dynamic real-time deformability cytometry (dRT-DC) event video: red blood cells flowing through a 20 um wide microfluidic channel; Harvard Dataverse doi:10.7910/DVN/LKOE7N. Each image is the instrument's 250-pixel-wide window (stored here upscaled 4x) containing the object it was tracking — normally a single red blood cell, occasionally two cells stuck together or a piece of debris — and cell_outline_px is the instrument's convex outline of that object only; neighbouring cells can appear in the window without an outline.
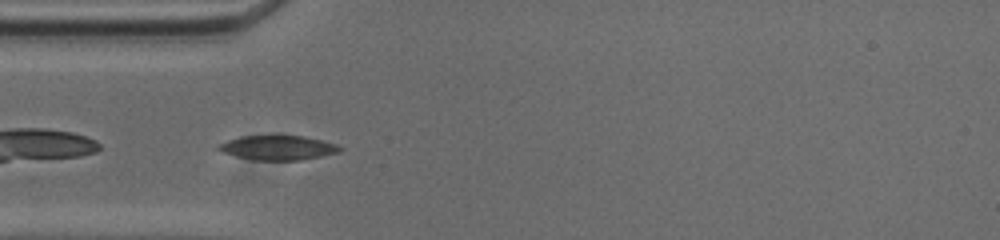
{"species": "common noctule bat (a hibernating species)", "species_latin": "Nyctalus noctula", "temperature_condition": "cold", "stored_images_in_passage": 41, "camera_frame_rate_fps": 3000, "um_per_image_px": 0.085, "animal": {"sex": "male", "body_mass_g": 20.0, "forearm_length_mm": 53.3}, "frame": {"image": 1, "passage_image": 3, "time_ms": 0.667, "image_size_px": [1000, 240], "cell_outline_px": [[344, 148], [340, 152], [300, 160], [252, 160], [220, 152], [216, 148], [216, 144], [240, 136], [304, 136], [336, 144]], "centroid_in_image_um": [23.57, 12.56], "position_along_channel_um": 61.4, "area_um2": 17.34}}
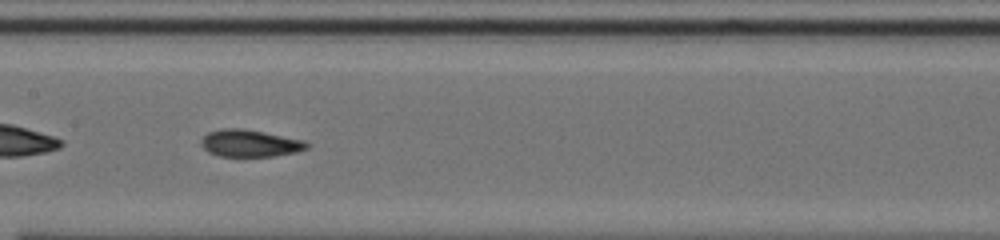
{"frame": {"image": 2, "passage_image": 13, "time_ms": 4.0, "image_size_px": [1000, 240], "cell_outline_px": [[312, 144], [308, 148], [296, 152], [272, 156], [216, 156], [208, 152], [200, 144], [200, 140], [208, 132], [220, 128], [244, 128], [308, 140]], "centroid_in_image_um": [21.28, 12.16], "position_along_channel_um": 186.1, "area_um2": 17.11}}
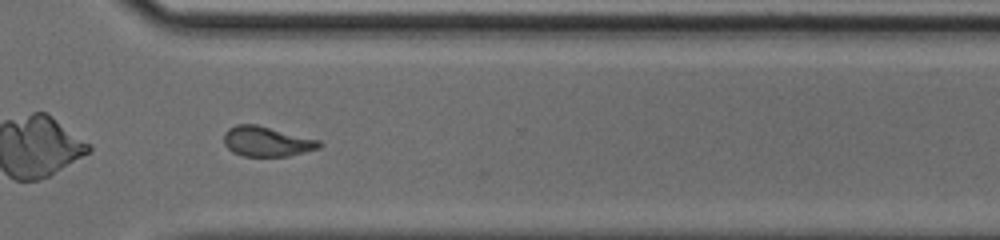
{"frame": {"image": 3, "passage_image": 26, "time_ms": 8.333, "image_size_px": [1000, 240], "cell_outline_px": [[324, 144], [320, 148], [288, 156], [244, 156], [232, 152], [224, 144], [224, 132], [228, 128], [236, 124], [256, 124], [320, 140]], "centroid_in_image_um": [22.67, 12.02], "position_along_channel_um": 347.9, "area_um2": 16.76}, "authors_computed_cell_mechanics": {"area_um2": 17.2244, "velocity_mm_per_s": 3.7354, "shape_relaxation_time_tau1_ms": 11.016, "shape_relaxation_time_tau2_ms": 2.5212, "deformation_change_tau1": 0.2328, "deformation_change_tau2": 0.0789}}